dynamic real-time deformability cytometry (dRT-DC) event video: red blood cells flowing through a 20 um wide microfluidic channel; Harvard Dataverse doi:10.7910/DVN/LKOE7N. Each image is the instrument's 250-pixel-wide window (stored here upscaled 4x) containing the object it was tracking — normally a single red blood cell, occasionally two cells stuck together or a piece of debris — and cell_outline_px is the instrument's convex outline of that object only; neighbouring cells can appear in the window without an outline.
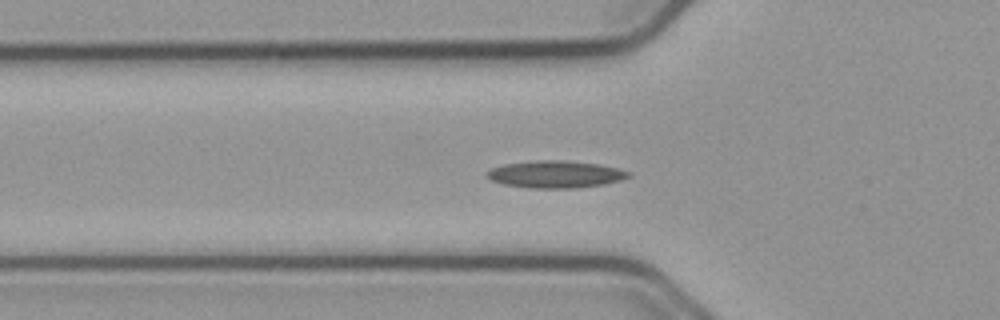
{"species": "common noctule bat (a hibernating species)", "species_latin": "Nyctalus noctula", "temperature_condition": "cold", "stored_images_in_passage": 43, "camera_frame_rate_fps": 3000, "um_per_image_px": 0.085, "animal": {"sex": "male", "body_mass_g": 23.1, "forearm_length_mm": 52.7}, "frame": {"image": 1, "passage_image": 6, "time_ms": 1.667, "image_size_px": [1000, 320], "cell_outline_px": [[632, 176], [620, 180], [604, 184], [576, 188], [528, 188], [504, 184], [492, 180], [484, 176], [484, 172], [492, 168], [504, 164], [536, 160], [564, 160], [596, 164], [616, 168], [632, 172]], "centroid_in_image_um": [47.19, 14.82], "position_along_channel_um": 78.6, "area_um2": 22.48}}
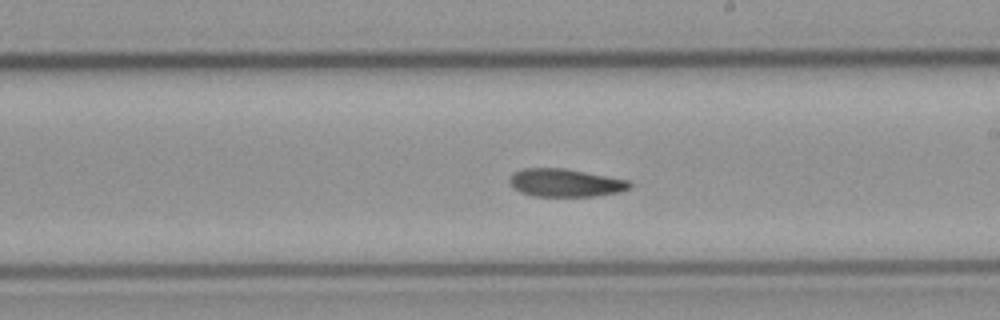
{"frame": {"image": 2, "passage_image": 19, "time_ms": 6.0, "image_size_px": [1000, 320], "cell_outline_px": [[632, 184], [628, 188], [620, 192], [596, 196], [536, 196], [520, 192], [508, 180], [516, 172], [524, 168], [564, 168], [628, 180]], "centroid_in_image_um": [48.08, 15.54], "position_along_channel_um": 240.9, "area_um2": 19.25}}
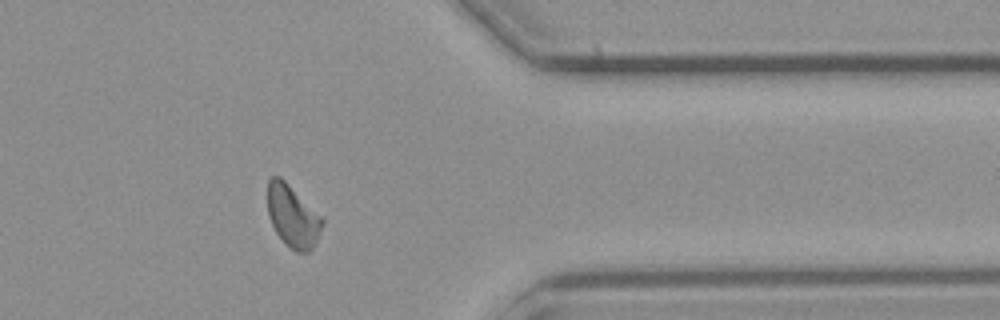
{"frame": {"image": 3, "passage_image": 32, "time_ms": 10.333, "image_size_px": [1000, 320], "cell_outline_px": [[324, 224], [312, 248], [308, 252], [296, 252], [276, 232], [268, 216], [268, 180], [272, 176], [280, 176], [324, 220]], "centroid_in_image_um": [24.87, 18.37], "position_along_channel_um": 386.5, "area_um2": 19.19}, "authors_computed_cell_mechanics": {"area_um2": 19.8254, "velocity_mm_per_s": 3.7251, "shape_relaxation_time_tau1_ms": null, "shape_relaxation_time_tau2_ms": 7.9176, "deformation_change_tau1": null, "deformation_change_tau2": 0.1376}}